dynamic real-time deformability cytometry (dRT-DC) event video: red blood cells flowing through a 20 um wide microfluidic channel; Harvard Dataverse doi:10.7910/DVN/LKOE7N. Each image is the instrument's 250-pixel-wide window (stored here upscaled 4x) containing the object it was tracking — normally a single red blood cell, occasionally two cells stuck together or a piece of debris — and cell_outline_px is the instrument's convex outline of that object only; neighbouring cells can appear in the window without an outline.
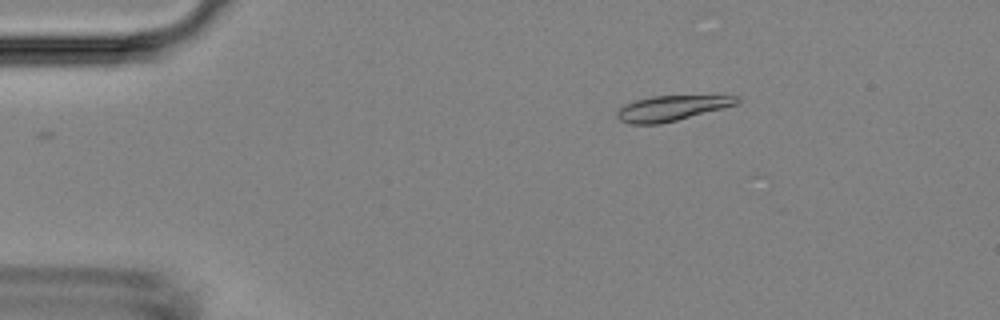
{"species": "Egyptian fruit bat (a non-hibernating species)", "species_latin": "Rousettus aegyptiacus", "temperature_condition": "room temperature", "stored_images_in_passage": 14, "camera_frame_rate_fps": 3000, "um_per_image_px": 0.085, "animal": {"sex": "female"}, "frame": {"image": 1, "passage_image": 1, "time_ms": 0.0, "image_size_px": [1000, 320], "cell_outline_px": [[740, 100], [736, 104], [724, 108], [660, 124], [628, 124], [620, 120], [616, 116], [616, 112], [624, 104], [632, 100], [652, 96], [740, 96]], "centroid_in_image_um": [57.03, 9.19], "position_along_channel_um": 28.0, "area_um2": 17.57}}
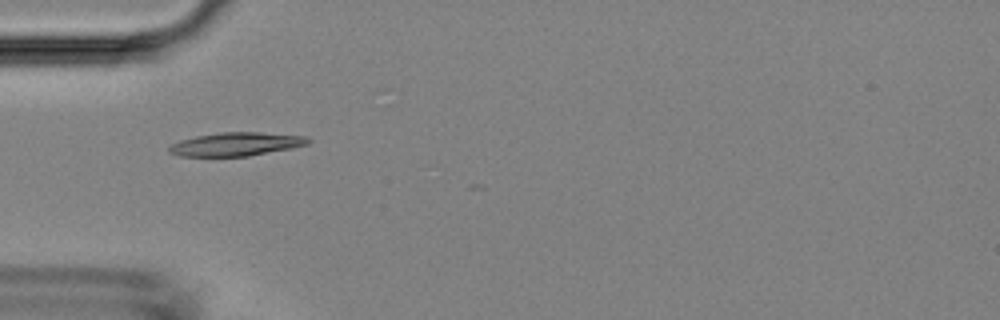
{"frame": {"image": 2, "passage_image": 8, "time_ms": 2.333, "image_size_px": [1000, 320], "cell_outline_px": [[312, 140], [308, 144], [292, 148], [248, 156], [180, 156], [168, 152], [168, 148], [172, 144], [180, 140], [196, 136], [220, 132], [260, 132], [308, 136]], "centroid_in_image_um": [20.1, 12.24], "position_along_channel_um": 64.9, "area_um2": 19.07}}
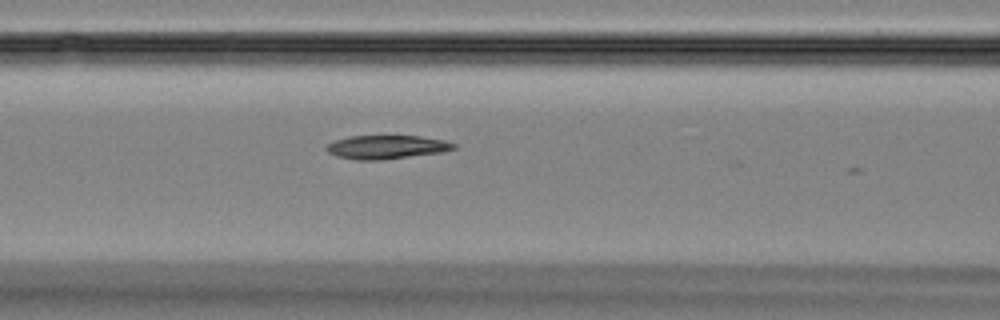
{"frame": {"image": 3, "passage_image": 13, "time_ms": 4.0, "image_size_px": [1000, 320], "cell_outline_px": [[456, 148], [444, 152], [380, 160], [356, 160], [336, 156], [328, 152], [324, 148], [328, 144], [336, 140], [348, 136], [420, 136], [444, 140], [456, 144]], "centroid_in_image_um": [32.86, 12.5], "position_along_channel_um": 133.7, "area_um2": 17.57}}